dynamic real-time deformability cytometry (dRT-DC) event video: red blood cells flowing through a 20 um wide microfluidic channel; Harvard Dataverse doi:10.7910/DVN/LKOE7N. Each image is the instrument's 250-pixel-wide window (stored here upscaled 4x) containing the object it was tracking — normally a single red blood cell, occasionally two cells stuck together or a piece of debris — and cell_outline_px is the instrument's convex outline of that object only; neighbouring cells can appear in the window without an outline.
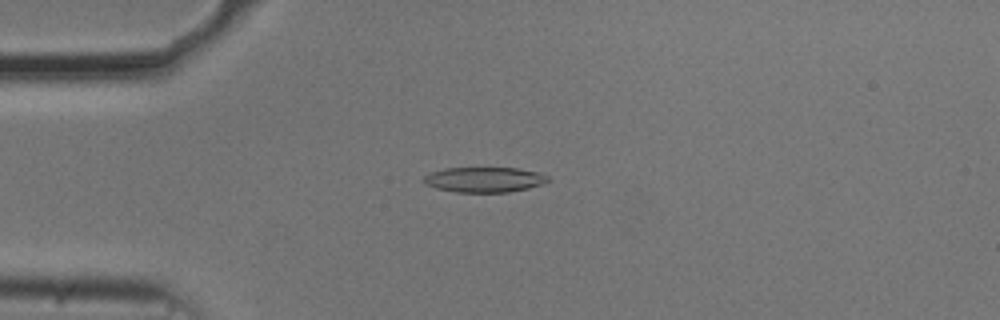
{"species": "common noctule bat (a hibernating species)", "species_latin": "Nyctalus noctula", "temperature_condition": "cold", "stored_images_in_passage": 20, "camera_frame_rate_fps": 3000, "um_per_image_px": 0.085, "animal": {"sex": "male", "body_mass_g": 20.5, "forearm_length_mm": 52.5}, "frame": {"image": 1, "passage_image": 6, "time_ms": 1.667, "image_size_px": [1000, 320], "cell_outline_px": [[548, 180], [544, 184], [528, 188], [508, 192], [456, 192], [436, 188], [424, 184], [424, 176], [432, 172], [444, 168], [516, 168], [536, 172], [548, 176]], "centroid_in_image_um": [41.15, 15.27], "position_along_channel_um": 43.8, "area_um2": 18.09}}
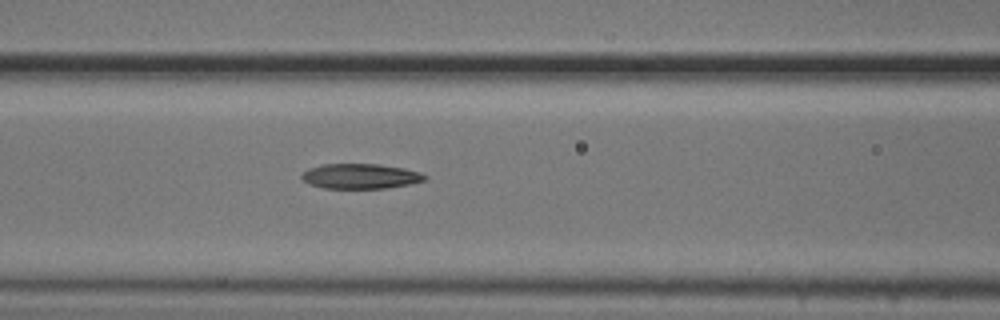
{"frame": {"image": 2, "passage_image": 15, "time_ms": 4.667, "image_size_px": [1000, 320], "cell_outline_px": [[428, 176], [424, 180], [408, 184], [384, 188], [324, 188], [308, 184], [300, 176], [308, 168], [320, 164], [380, 164], [404, 168], [420, 172]], "centroid_in_image_um": [30.61, 14.97], "position_along_channel_um": 136.0, "area_um2": 17.92}}
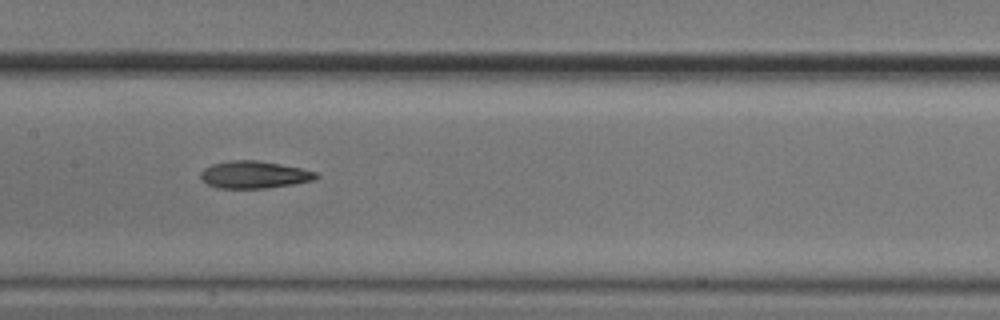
{"frame": {"image": 3, "passage_image": 19, "time_ms": 6.0, "image_size_px": [1000, 320], "cell_outline_px": [[320, 176], [316, 180], [292, 184], [264, 188], [216, 188], [208, 184], [200, 176], [200, 172], [204, 168], [212, 164], [232, 160], [256, 160], [280, 164], [300, 168], [316, 172]], "centroid_in_image_um": [21.61, 14.85], "position_along_channel_um": 185.8, "area_um2": 18.26}}